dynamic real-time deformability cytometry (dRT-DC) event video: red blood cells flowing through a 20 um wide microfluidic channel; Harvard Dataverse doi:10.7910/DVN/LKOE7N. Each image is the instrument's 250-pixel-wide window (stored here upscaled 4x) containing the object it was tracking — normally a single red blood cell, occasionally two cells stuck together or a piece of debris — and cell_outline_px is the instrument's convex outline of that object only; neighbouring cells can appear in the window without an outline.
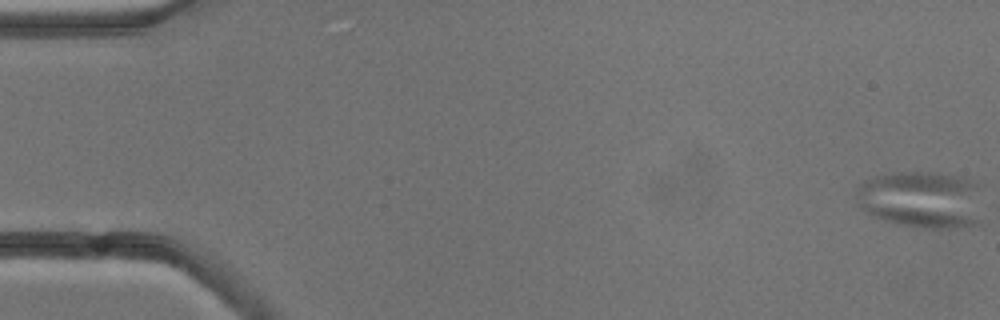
{"species": "common noctule bat (a hibernating species)", "species_latin": "Nyctalus noctula", "temperature_condition": "cold", "stored_images_in_passage": 6, "camera_frame_rate_fps": 3000, "um_per_image_px": 0.085, "animal": {"sex": "male", "body_mass_g": 13.3}, "frame": {"image": 1, "passage_image": 1, "time_ms": 0.0, "image_size_px": [1000, 320], "cell_outline_px": [[984, 228], [920, 228], [900, 224], [872, 216], [860, 208], [856, 204], [856, 184], [872, 176], [892, 172], [932, 172], [960, 176], [984, 184]], "centroid_in_image_um": [78.49, 16.98], "position_along_channel_um": 6.5, "area_um2": 44.85}}